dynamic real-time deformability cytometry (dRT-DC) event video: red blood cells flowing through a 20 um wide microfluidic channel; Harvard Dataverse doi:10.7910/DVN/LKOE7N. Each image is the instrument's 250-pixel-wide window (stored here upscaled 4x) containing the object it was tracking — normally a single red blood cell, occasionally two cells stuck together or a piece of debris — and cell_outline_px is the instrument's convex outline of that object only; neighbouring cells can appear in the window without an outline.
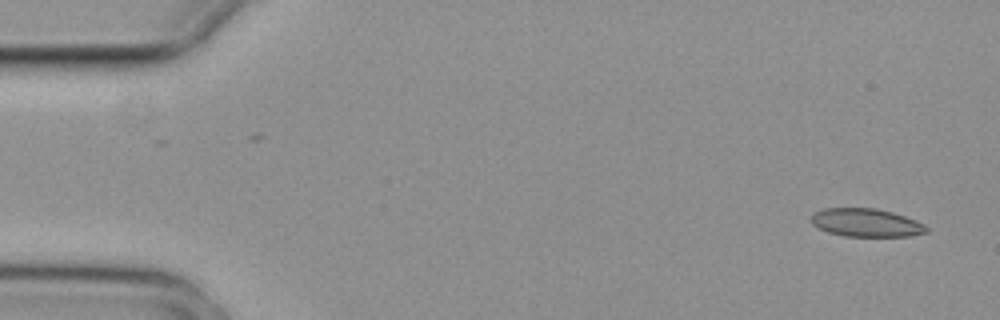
{"species": "common noctule bat (a hibernating species)", "species_latin": "Nyctalus noctula", "temperature_condition": "cold", "stored_images_in_passage": 9, "camera_frame_rate_fps": 3000, "um_per_image_px": 0.085, "animal": {"sex": "female", "body_mass_g": 29.2, "forearm_length_mm": 56.3}, "frame": {"image": 1, "passage_image": 1, "time_ms": 0.0, "image_size_px": [1000, 320], "cell_outline_px": [[928, 232], [908, 236], [844, 236], [828, 232], [812, 224], [812, 216], [816, 212], [824, 208], [876, 208], [892, 212], [916, 220], [924, 224], [928, 228]], "centroid_in_image_um": [73.65, 18.93], "position_along_channel_um": 11.4, "area_um2": 18.79}}
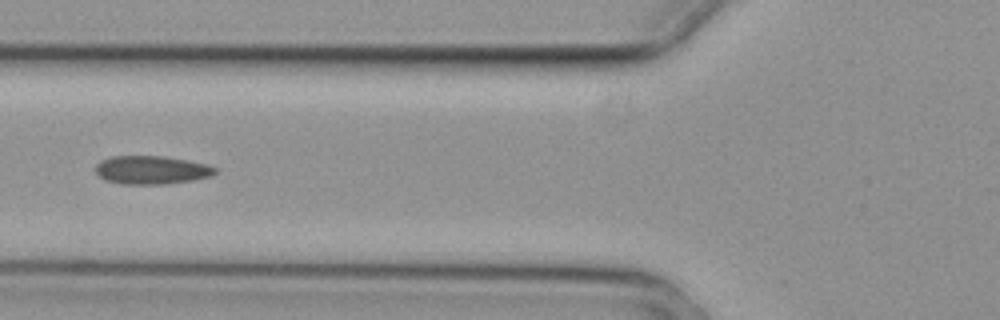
{"frame": {"image": 2, "passage_image": 6, "time_ms": 1.667, "image_size_px": [1000, 320], "cell_outline_px": [[216, 172], [212, 176], [192, 180], [168, 184], [120, 184], [104, 180], [96, 172], [96, 164], [100, 160], [112, 156], [160, 156], [208, 164], [216, 168]], "centroid_in_image_um": [12.86, 14.45], "position_along_channel_um": 112.9, "area_um2": 19.77}}
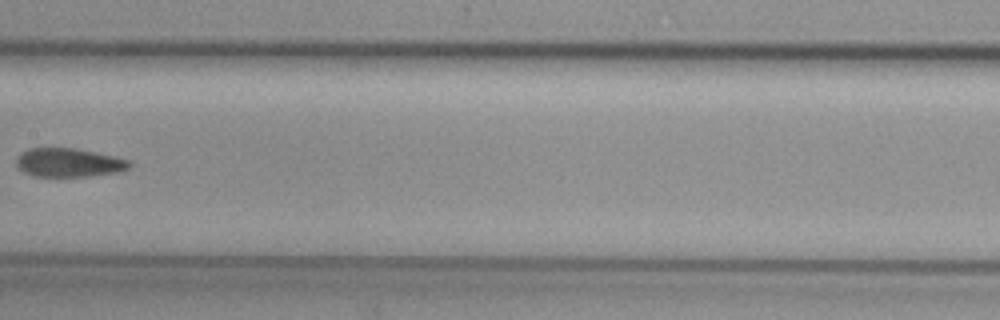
{"frame": {"image": 3, "passage_image": 8, "time_ms": 2.333, "image_size_px": [1000, 320], "cell_outline_px": [[132, 164], [128, 168], [120, 172], [88, 176], [32, 176], [24, 172], [16, 164], [16, 156], [20, 152], [28, 148], [76, 148], [96, 152], [128, 160]], "centroid_in_image_um": [5.81, 13.81], "position_along_channel_um": 201.6, "area_um2": 18.96}}